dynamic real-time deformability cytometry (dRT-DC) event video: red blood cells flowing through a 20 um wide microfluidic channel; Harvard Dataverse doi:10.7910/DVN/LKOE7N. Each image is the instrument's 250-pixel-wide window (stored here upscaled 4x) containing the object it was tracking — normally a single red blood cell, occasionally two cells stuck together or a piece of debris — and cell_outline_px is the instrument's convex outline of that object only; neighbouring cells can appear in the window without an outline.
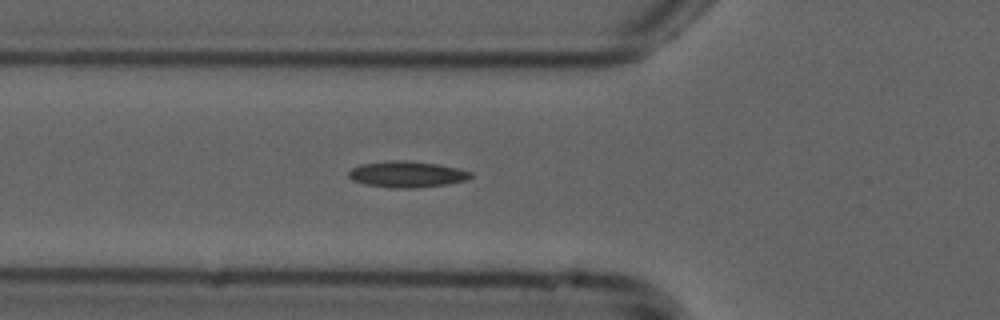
{"species": "common noctule bat (a hibernating species)", "species_latin": "Nyctalus noctula", "temperature_condition": "cold", "stored_images_in_passage": 34, "camera_frame_rate_fps": 3000, "um_per_image_px": 0.085, "animal": {"sex": "male", "forearm_length_mm": 52.5}, "frame": {"image": 1, "passage_image": 2, "time_ms": 0.333, "image_size_px": [1000, 320], "cell_outline_px": [[472, 176], [468, 180], [444, 184], [416, 188], [388, 188], [364, 184], [352, 180], [348, 176], [348, 172], [352, 168], [360, 164], [392, 160], [408, 160], [436, 164], [456, 168], [472, 172]], "centroid_in_image_um": [34.55, 14.81], "position_along_channel_um": 91.3, "area_um2": 18.67}}
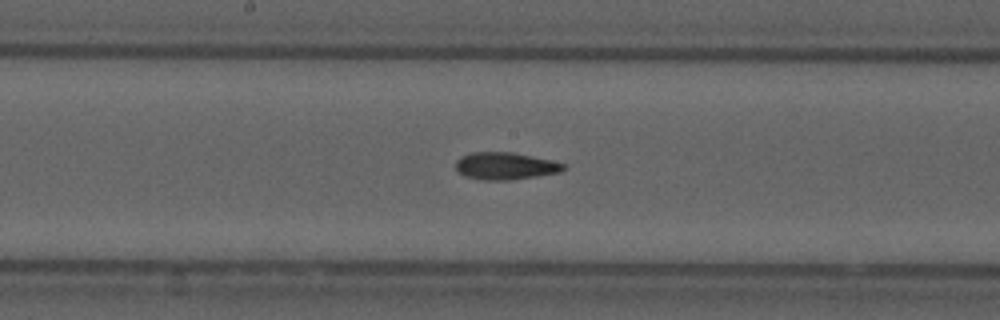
{"frame": {"image": 2, "passage_image": 11, "time_ms": 3.333, "image_size_px": [1000, 320], "cell_outline_px": [[568, 168], [560, 172], [512, 180], [480, 180], [464, 176], [456, 172], [456, 160], [460, 156], [472, 152], [512, 152], [568, 164]], "centroid_in_image_um": [42.93, 14.11], "position_along_channel_um": 205.3, "area_um2": 17.34}}
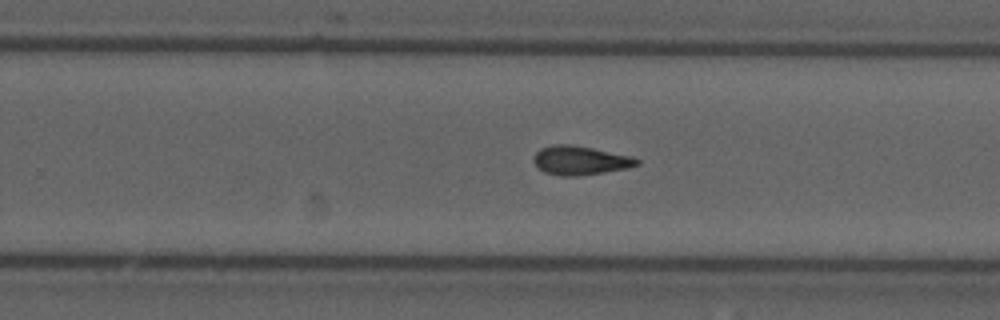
{"frame": {"image": 3, "passage_image": 17, "time_ms": 5.333, "image_size_px": [1000, 320], "cell_outline_px": [[640, 164], [628, 168], [604, 172], [576, 176], [560, 176], [544, 172], [532, 160], [536, 152], [540, 148], [552, 144], [572, 144], [632, 156], [640, 160]], "centroid_in_image_um": [49.32, 13.63], "position_along_channel_um": 280.5, "area_um2": 17.46}}